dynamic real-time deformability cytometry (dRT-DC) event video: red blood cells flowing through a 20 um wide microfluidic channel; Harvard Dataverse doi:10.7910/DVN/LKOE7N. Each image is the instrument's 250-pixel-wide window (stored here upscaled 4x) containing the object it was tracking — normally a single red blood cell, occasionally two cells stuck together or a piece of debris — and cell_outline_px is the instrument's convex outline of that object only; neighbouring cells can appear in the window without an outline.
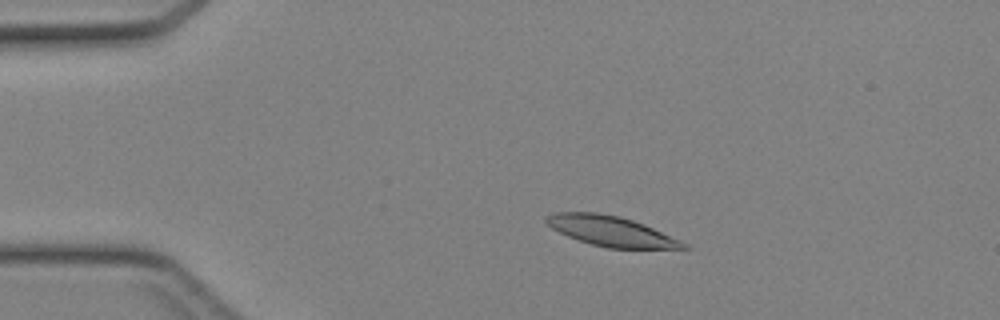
{"species": "Egyptian fruit bat (a non-hibernating species)", "species_latin": "Rousettus aegyptiacus", "temperature_condition": "cold", "stored_images_in_passage": 41, "camera_frame_rate_fps": 3000, "um_per_image_px": 0.085, "animal": {"sex": "female"}, "frame": {"image": 1, "passage_image": 6, "time_ms": 1.667, "image_size_px": [1000, 320], "cell_outline_px": [[688, 248], [608, 248], [592, 244], [568, 236], [552, 228], [544, 220], [544, 216], [552, 212], [596, 212], [620, 216], [644, 224], [680, 240], [688, 244]], "centroid_in_image_um": [51.9, 19.63], "position_along_channel_um": 33.1, "area_um2": 23.81}}
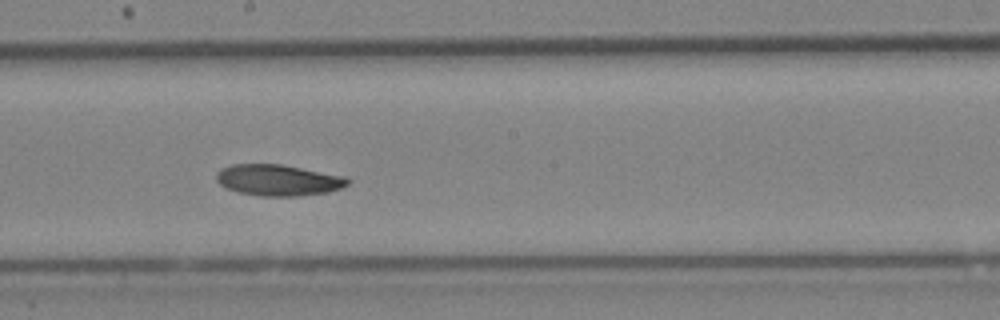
{"frame": {"image": 2, "passage_image": 22, "time_ms": 7.0, "image_size_px": [1000, 320], "cell_outline_px": [[352, 180], [344, 188], [328, 192], [296, 196], [260, 196], [240, 192], [228, 188], [220, 184], [216, 180], [216, 172], [232, 164], [280, 164], [348, 176]], "centroid_in_image_um": [23.72, 15.31], "position_along_channel_um": 224.5, "area_um2": 23.99}}
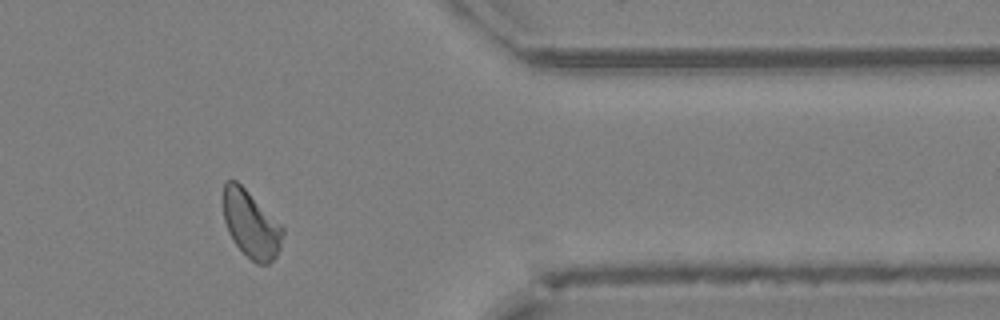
{"frame": {"image": 3, "passage_image": 34, "time_ms": 11.0, "image_size_px": [1000, 320], "cell_outline_px": [[284, 232], [280, 248], [276, 256], [268, 264], [256, 264], [236, 244], [228, 232], [224, 220], [224, 184], [228, 180], [236, 180], [284, 228]], "centroid_in_image_um": [21.34, 19.08], "position_along_channel_um": 390.1, "area_um2": 22.72}}